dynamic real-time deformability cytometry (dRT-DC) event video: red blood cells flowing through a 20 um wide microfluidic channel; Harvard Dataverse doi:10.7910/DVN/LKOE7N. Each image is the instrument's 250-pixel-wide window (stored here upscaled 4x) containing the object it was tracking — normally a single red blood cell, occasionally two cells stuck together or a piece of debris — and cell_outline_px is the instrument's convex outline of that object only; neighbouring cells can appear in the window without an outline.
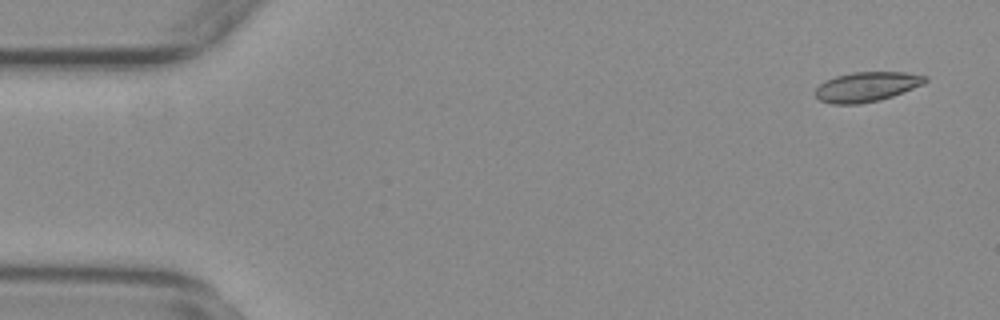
{"species": "common noctule bat (a hibernating species)", "species_latin": "Nyctalus noctula", "temperature_condition": "warm", "stored_images_in_passage": 15, "camera_frame_rate_fps": 3000, "um_per_image_px": 0.085, "animal": {"sex": "female", "body_mass_g": 29.2, "forearm_length_mm": 56.3}, "frame": {"image": 1, "passage_image": 3, "time_ms": 0.667, "image_size_px": [1000, 320], "cell_outline_px": [[928, 80], [924, 84], [892, 96], [880, 100], [860, 104], [832, 104], [820, 100], [816, 96], [816, 88], [824, 80], [836, 76], [852, 72], [904, 72], [928, 76]], "centroid_in_image_um": [73.68, 7.37], "position_along_channel_um": 11.3, "area_um2": 19.07}}